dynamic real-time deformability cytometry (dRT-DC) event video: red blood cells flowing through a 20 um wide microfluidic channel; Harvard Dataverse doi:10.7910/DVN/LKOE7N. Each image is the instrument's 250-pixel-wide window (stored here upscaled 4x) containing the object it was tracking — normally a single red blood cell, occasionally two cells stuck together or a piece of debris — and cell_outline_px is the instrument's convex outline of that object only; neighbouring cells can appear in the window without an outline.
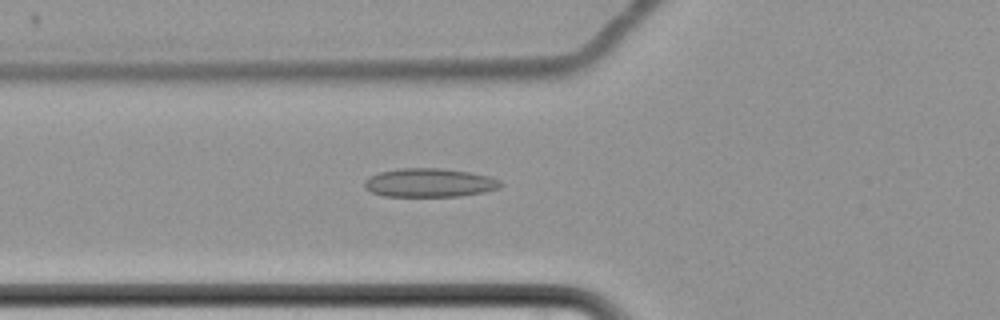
{"species": "common noctule bat (a hibernating species)", "species_latin": "Nyctalus noctula", "temperature_condition": "cold", "stored_images_in_passage": 58, "camera_frame_rate_fps": 3000, "um_per_image_px": 0.085, "animal": {"sex": "female", "body_mass_g": 22.7, "forearm_length_mm": 54.2}, "frame": {"image": 1, "passage_image": 20, "time_ms": 6.333, "image_size_px": [1000, 320], "cell_outline_px": [[504, 184], [500, 188], [484, 192], [460, 196], [384, 196], [372, 192], [364, 188], [364, 180], [380, 172], [400, 168], [440, 168], [468, 172], [488, 176], [500, 180]], "centroid_in_image_um": [36.52, 15.53], "position_along_channel_um": 89.3, "area_um2": 22.72}}
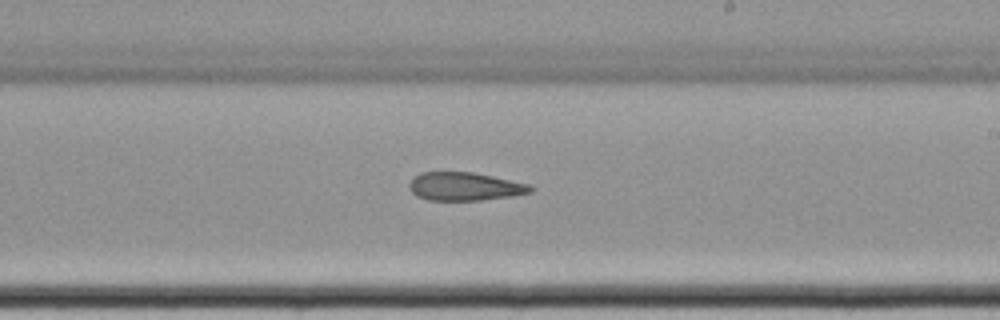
{"frame": {"image": 2, "passage_image": 34, "time_ms": 11.0, "image_size_px": [1000, 320], "cell_outline_px": [[536, 188], [532, 192], [512, 196], [480, 200], [428, 200], [416, 196], [408, 188], [408, 184], [420, 172], [472, 172], [492, 176], [528, 184]], "centroid_in_image_um": [39.5, 15.85], "position_along_channel_um": 249.5, "area_um2": 19.94}}
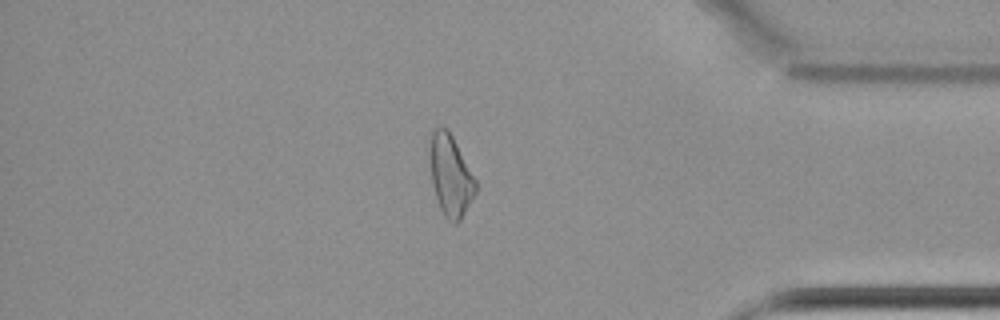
{"frame": {"image": 3, "passage_image": 49, "time_ms": 16.0, "image_size_px": [1000, 320], "cell_outline_px": [[476, 192], [460, 220], [456, 224], [452, 224], [444, 216], [440, 208], [432, 184], [428, 152], [428, 148], [432, 132], [440, 124], [448, 128], [476, 180]], "centroid_in_image_um": [38.26, 14.88], "position_along_channel_um": 396.9, "area_um2": 21.85}, "authors_computed_cell_mechanics": {"area_um2": 22.5709, "velocity_mm_per_s": 3.4374, "shape_relaxation_time_tau1_ms": null, "shape_relaxation_time_tau2_ms": 8.9477, "deformation_change_tau1": null, "deformation_change_tau2": 0.196}}